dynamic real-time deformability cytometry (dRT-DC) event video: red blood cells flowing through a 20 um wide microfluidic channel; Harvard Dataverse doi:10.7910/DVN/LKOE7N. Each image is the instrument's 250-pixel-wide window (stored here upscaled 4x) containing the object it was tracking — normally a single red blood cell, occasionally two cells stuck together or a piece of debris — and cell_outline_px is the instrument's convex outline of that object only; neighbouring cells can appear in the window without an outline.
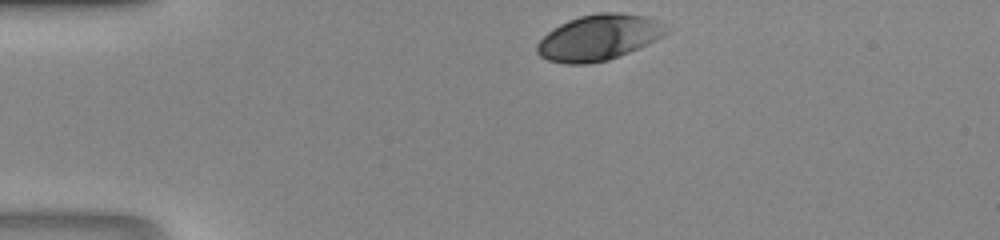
{"species": "human", "species_latin": "Homo sapiens", "temperature_condition": "room temperature", "stored_images_in_passage": 28, "camera_frame_rate_fps": 3000, "um_per_image_px": 0.085, "donor": {"sex": "male"}, "frame": {"image": 1, "passage_image": 1, "time_ms": 0.0, "image_size_px": [1000, 240], "cell_outline_px": [[672, 28], [664, 36], [648, 44], [608, 60], [588, 64], [568, 64], [548, 60], [540, 56], [536, 52], [536, 44], [552, 28], [568, 20], [580, 16], [596, 12], [620, 12], [644, 16], [656, 20]], "centroid_in_image_um": [50.91, 3.18], "position_along_channel_um": 34.1, "area_um2": 34.62}}
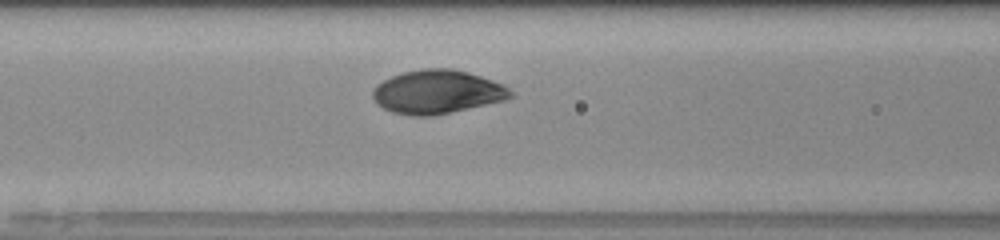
{"frame": {"image": 2, "passage_image": 11, "time_ms": 3.333, "image_size_px": [1000, 240], "cell_outline_px": [[516, 96], [504, 100], [432, 116], [412, 116], [392, 112], [376, 104], [372, 96], [372, 92], [376, 84], [392, 76], [404, 72], [424, 68], [452, 68], [468, 72], [504, 84]], "centroid_in_image_um": [37.15, 7.81], "position_along_channel_um": 129.4, "area_um2": 35.03}}
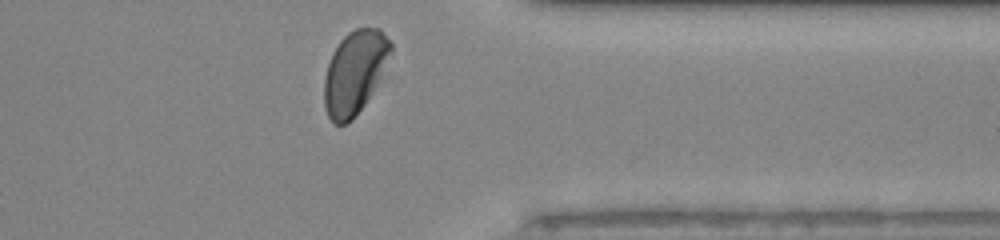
{"frame": {"image": 3, "passage_image": 28, "time_ms": 9.0, "image_size_px": [1000, 240], "cell_outline_px": [[392, 52], [376, 84], [364, 104], [352, 120], [344, 124], [332, 124], [324, 108], [324, 76], [332, 52], [340, 40], [348, 32], [356, 28], [380, 28], [392, 44]], "centroid_in_image_um": [30.12, 6.14], "position_along_channel_um": 381.3, "area_um2": 32.08}}